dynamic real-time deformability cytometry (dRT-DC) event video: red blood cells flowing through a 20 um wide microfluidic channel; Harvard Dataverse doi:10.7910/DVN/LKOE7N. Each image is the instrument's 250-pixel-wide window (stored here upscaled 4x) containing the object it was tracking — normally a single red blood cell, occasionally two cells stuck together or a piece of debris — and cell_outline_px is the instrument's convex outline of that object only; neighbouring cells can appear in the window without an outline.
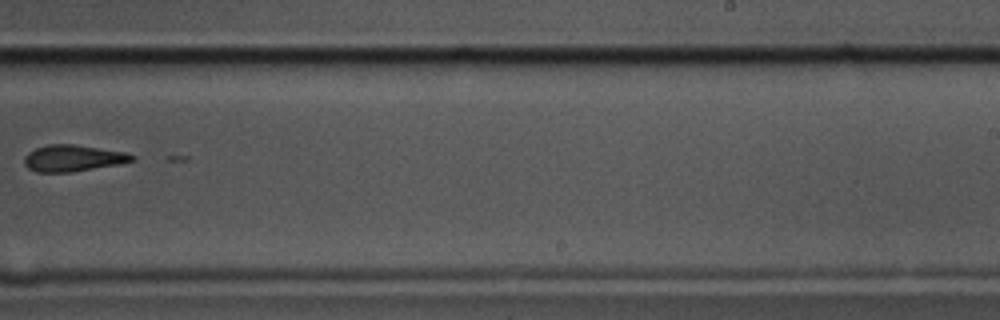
{"species": "common noctule bat (a hibernating species)", "species_latin": "Nyctalus noctula", "temperature_condition": "cold", "stored_images_in_passage": 7, "camera_frame_rate_fps": 3000, "um_per_image_px": 0.085, "animal": {"sex": "male", "body_mass_g": 17.5, "forearm_length_mm": 52.3}, "frame": {"image": 1, "passage_image": 6, "time_ms": 1.667, "image_size_px": [1000, 320], "cell_outline_px": [[136, 160], [120, 164], [72, 172], [36, 172], [28, 168], [24, 164], [24, 156], [28, 152], [36, 148], [48, 144], [72, 144], [124, 152], [136, 156]], "centroid_in_image_um": [6.19, 13.45], "position_along_channel_um": 282.8, "area_um2": 16.65}}